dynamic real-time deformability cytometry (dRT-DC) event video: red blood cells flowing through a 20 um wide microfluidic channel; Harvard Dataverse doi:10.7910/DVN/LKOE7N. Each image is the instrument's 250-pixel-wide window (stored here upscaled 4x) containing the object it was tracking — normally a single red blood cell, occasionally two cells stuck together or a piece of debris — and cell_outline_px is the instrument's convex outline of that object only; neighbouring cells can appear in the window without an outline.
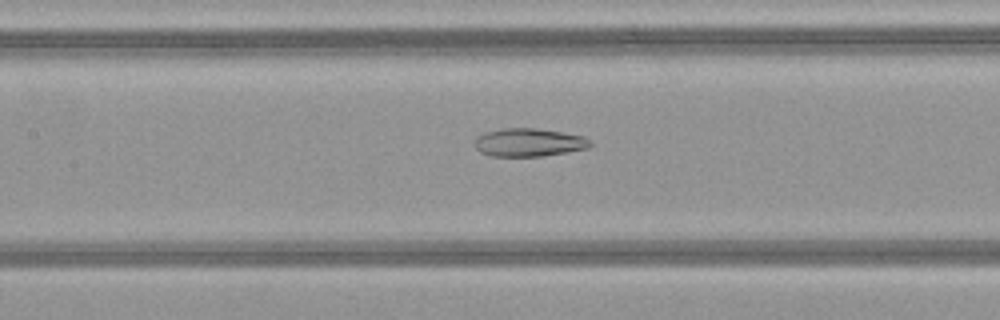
{"species": "common noctule bat (a hibernating species)", "species_latin": "Nyctalus noctula", "temperature_condition": "warm", "stored_images_in_passage": 48, "camera_frame_rate_fps": 3000, "um_per_image_px": 0.085, "animal": {"sex": "female", "body_mass_g": 21.9}, "frame": {"image": 1, "passage_image": 22, "time_ms": 7.0, "image_size_px": [1000, 320], "cell_outline_px": [[592, 144], [588, 148], [568, 152], [540, 156], [492, 156], [480, 152], [476, 148], [476, 136], [484, 132], [500, 128], [536, 128], [584, 136], [592, 140]], "centroid_in_image_um": [44.96, 12.1], "position_along_channel_um": 162.4, "area_um2": 19.02}}
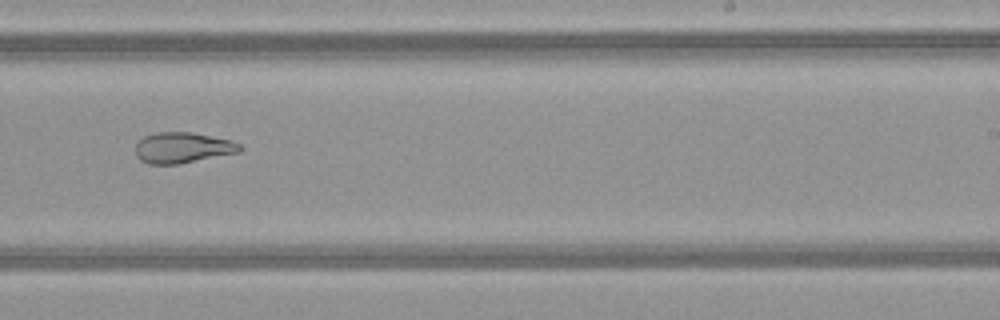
{"frame": {"image": 2, "passage_image": 30, "time_ms": 9.667, "image_size_px": [1000, 320], "cell_outline_px": [[244, 148], [240, 152], [180, 164], [148, 164], [140, 160], [136, 156], [136, 144], [144, 136], [156, 132], [192, 132], [228, 140], [240, 144]], "centroid_in_image_um": [15.51, 12.56], "position_along_channel_um": 273.5, "area_um2": 18.73}}
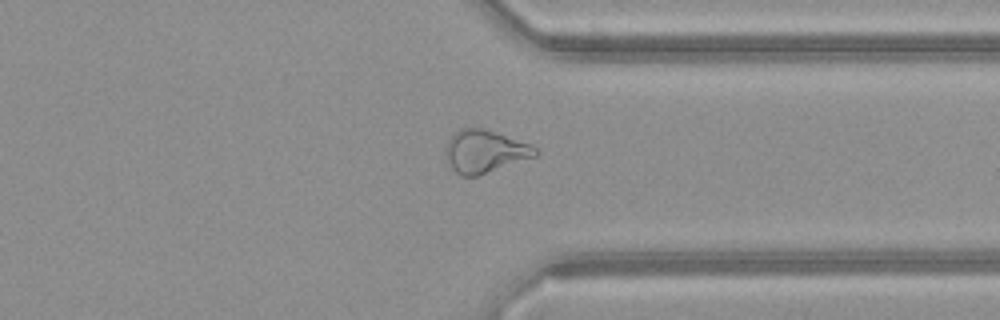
{"frame": {"image": 3, "passage_image": 37, "time_ms": 12.0, "image_size_px": [1000, 320], "cell_outline_px": [[540, 152], [536, 156], [480, 176], [460, 176], [448, 164], [444, 152], [448, 140], [460, 128], [480, 128], [496, 132], [532, 144]], "centroid_in_image_um": [41.22, 12.89], "position_along_channel_um": 370.2, "area_um2": 22.54}, "authors_computed_cell_mechanics": {"area_um2": 24.5072, "velocity_mm_per_s": 4.1834, "shape_relaxation_time_tau1_ms": null, "shape_relaxation_time_tau2_ms": 2.648, "deformation_change_tau1": null, "deformation_change_tau2": 0.1045}}